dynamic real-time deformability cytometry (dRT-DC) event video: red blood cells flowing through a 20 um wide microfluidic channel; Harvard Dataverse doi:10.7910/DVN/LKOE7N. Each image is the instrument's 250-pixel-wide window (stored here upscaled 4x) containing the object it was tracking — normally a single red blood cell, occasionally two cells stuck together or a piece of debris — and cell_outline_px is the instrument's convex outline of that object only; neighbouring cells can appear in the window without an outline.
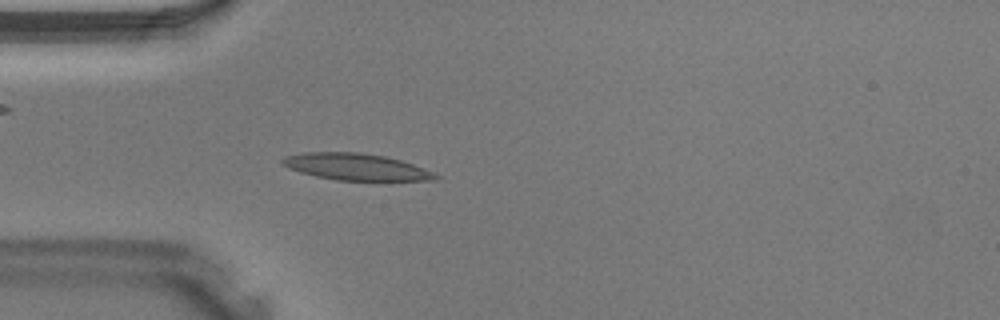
{"species": "Egyptian fruit bat (a non-hibernating species)", "species_latin": "Rousettus aegyptiacus", "temperature_condition": "warm", "stored_images_in_passage": 33, "camera_frame_rate_fps": 3000, "um_per_image_px": 0.085, "animal": {"sex": "male"}, "frame": {"image": 1, "passage_image": 8, "time_ms": 2.333, "image_size_px": [1000, 320], "cell_outline_px": [[440, 176], [436, 180], [336, 180], [316, 176], [300, 172], [288, 168], [280, 160], [284, 156], [304, 152], [360, 152], [384, 156], [400, 160], [436, 172]], "centroid_in_image_um": [30.26, 14.18], "position_along_channel_um": 54.7, "area_um2": 23.76}}
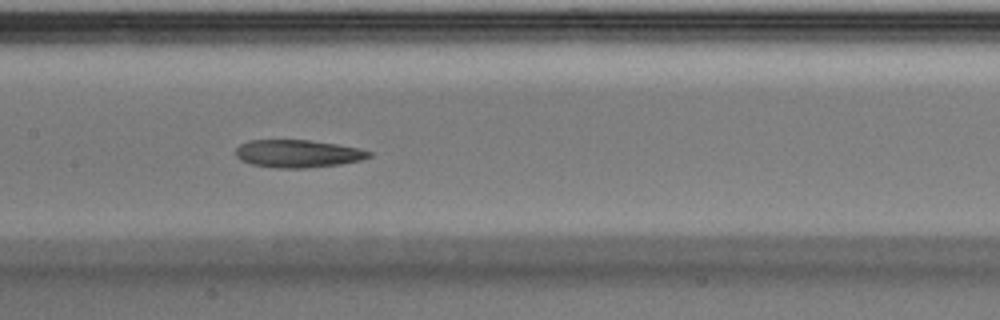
{"frame": {"image": 2, "passage_image": 16, "time_ms": 5.0, "image_size_px": [1000, 320], "cell_outline_px": [[372, 156], [360, 160], [340, 164], [304, 168], [276, 168], [252, 164], [240, 160], [236, 156], [236, 148], [240, 144], [248, 140], [308, 140], [336, 144], [356, 148], [372, 152]], "centroid_in_image_um": [25.28, 13.06], "position_along_channel_um": 182.1, "area_um2": 21.39}}
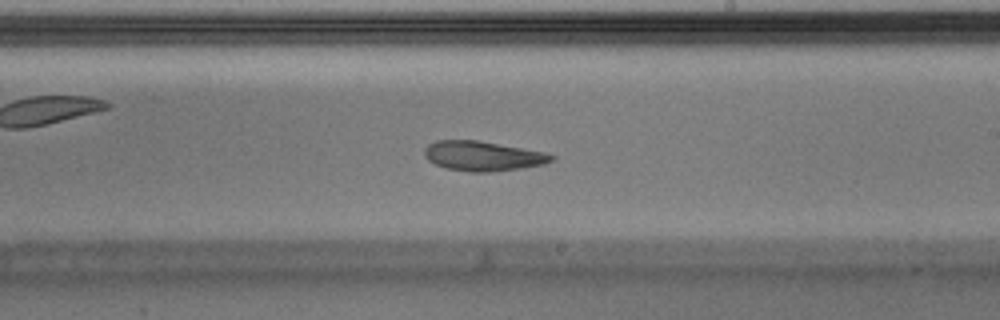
{"frame": {"image": 3, "passage_image": 20, "time_ms": 6.333, "image_size_px": [1000, 320], "cell_outline_px": [[556, 156], [552, 160], [544, 164], [520, 168], [488, 172], [472, 172], [448, 168], [436, 164], [428, 160], [424, 156], [424, 148], [428, 144], [436, 140], [476, 140], [544, 152]], "centroid_in_image_um": [41.01, 13.25], "position_along_channel_um": 248.0, "area_um2": 21.73}}